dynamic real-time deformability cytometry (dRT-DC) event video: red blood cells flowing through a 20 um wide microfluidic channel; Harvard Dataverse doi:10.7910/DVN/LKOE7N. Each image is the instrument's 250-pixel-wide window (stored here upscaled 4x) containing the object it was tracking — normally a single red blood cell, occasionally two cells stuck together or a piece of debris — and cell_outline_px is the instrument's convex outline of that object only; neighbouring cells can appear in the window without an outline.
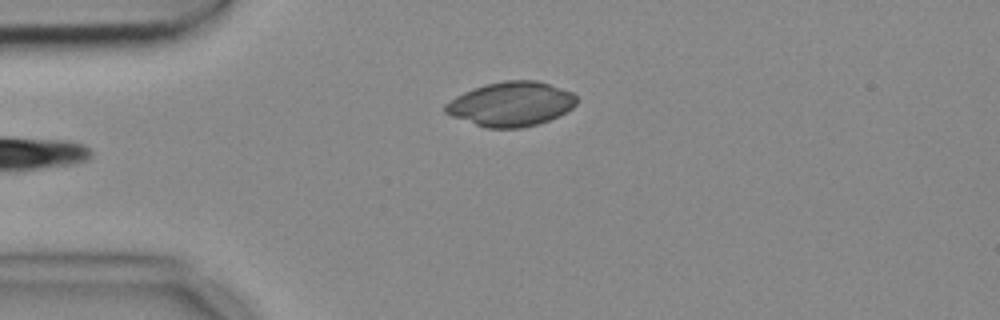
{"species": "common noctule bat (a hibernating species)", "species_latin": "Nyctalus noctula", "temperature_condition": "cold", "stored_images_in_passage": 34, "camera_frame_rate_fps": 3000, "um_per_image_px": 0.085, "animal": {"sex": "female", "body_mass_g": 18.4}, "frame": {"image": 1, "passage_image": 1, "time_ms": 0.0, "image_size_px": [1000, 320], "cell_outline_px": [[576, 104], [572, 108], [560, 116], [536, 124], [520, 128], [484, 128], [452, 116], [444, 112], [444, 104], [456, 96], [472, 88], [484, 84], [504, 80], [536, 80], [572, 92], [576, 96]], "centroid_in_image_um": [43.41, 8.84], "position_along_channel_um": 41.6, "area_um2": 34.04}}
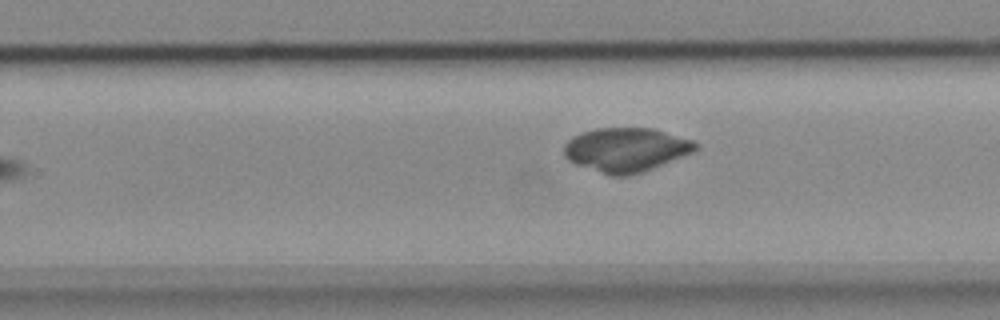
{"frame": {"image": 2, "passage_image": 22, "time_ms": 7.0, "image_size_px": [1000, 320], "cell_outline_px": [[700, 148], [692, 152], [652, 168], [628, 176], [612, 176], [576, 164], [568, 160], [564, 156], [564, 144], [572, 136], [580, 132], [596, 128], [652, 128], [696, 140], [700, 144]], "centroid_in_image_um": [53.22, 12.71], "position_along_channel_um": 276.6, "area_um2": 33.87}}
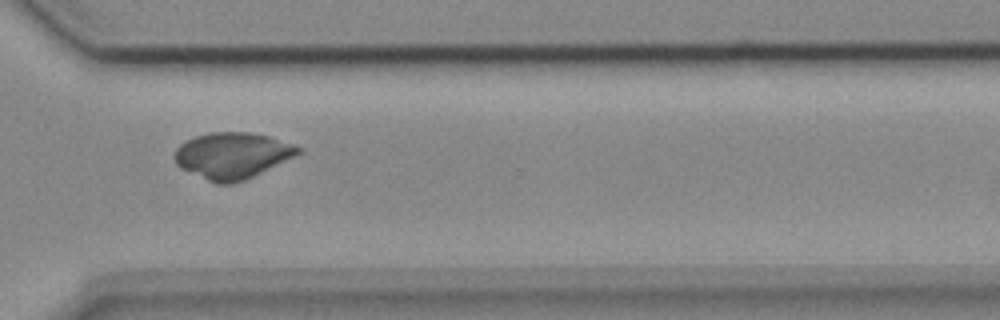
{"frame": {"image": 3, "passage_image": 28, "time_ms": 9.0, "image_size_px": [1000, 320], "cell_outline_px": [[304, 152], [296, 156], [244, 180], [232, 184], [216, 184], [180, 168], [176, 164], [172, 156], [176, 148], [180, 144], [196, 136], [208, 132], [248, 132], [272, 136], [296, 144], [304, 148]], "centroid_in_image_um": [19.78, 13.21], "position_along_channel_um": 350.8, "area_um2": 33.76}}